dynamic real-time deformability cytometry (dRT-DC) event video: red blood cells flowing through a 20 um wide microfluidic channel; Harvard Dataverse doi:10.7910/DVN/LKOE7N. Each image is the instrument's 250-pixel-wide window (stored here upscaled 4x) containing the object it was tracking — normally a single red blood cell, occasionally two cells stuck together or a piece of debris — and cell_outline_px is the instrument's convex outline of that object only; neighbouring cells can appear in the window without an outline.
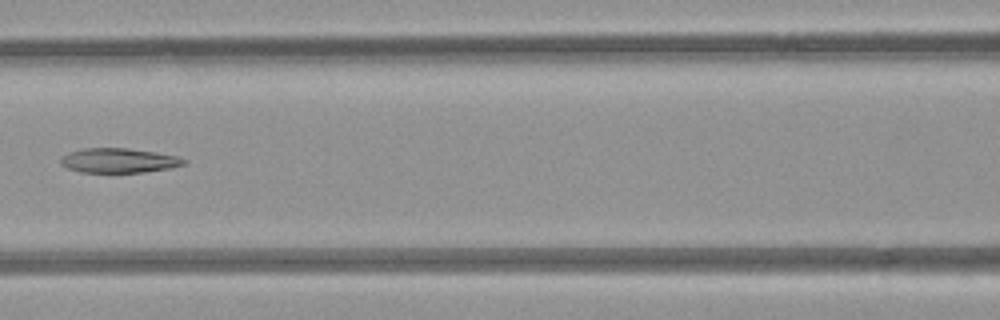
{"species": "common noctule bat (a hibernating species)", "species_latin": "Nyctalus noctula", "temperature_condition": "room temperature", "stored_images_in_passage": 6, "camera_frame_rate_fps": 3000, "um_per_image_px": 0.085, "animal": {"sex": "female", "body_mass_g": 21.9}, "frame": {"image": 1, "passage_image": 5, "time_ms": 4.333, "image_size_px": [1000, 320], "cell_outline_px": [[188, 160], [184, 164], [168, 168], [144, 172], [80, 172], [68, 168], [60, 164], [60, 160], [68, 152], [84, 148], [128, 148], [156, 152], [176, 156]], "centroid_in_image_um": [10.08, 13.64], "position_along_channel_um": 156.5, "area_um2": 17.51}}
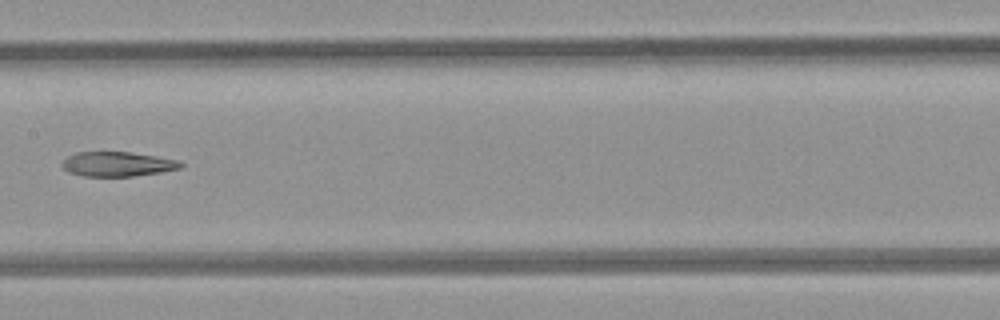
{"frame": {"image": 2, "passage_image": 6, "time_ms": 5.333, "image_size_px": [1000, 320], "cell_outline_px": [[184, 164], [180, 168], [160, 172], [132, 176], [84, 176], [68, 172], [60, 164], [68, 156], [76, 152], [128, 152], [156, 156], [180, 160]], "centroid_in_image_um": [9.98, 13.94], "position_along_channel_um": 197.4, "area_um2": 16.94}}